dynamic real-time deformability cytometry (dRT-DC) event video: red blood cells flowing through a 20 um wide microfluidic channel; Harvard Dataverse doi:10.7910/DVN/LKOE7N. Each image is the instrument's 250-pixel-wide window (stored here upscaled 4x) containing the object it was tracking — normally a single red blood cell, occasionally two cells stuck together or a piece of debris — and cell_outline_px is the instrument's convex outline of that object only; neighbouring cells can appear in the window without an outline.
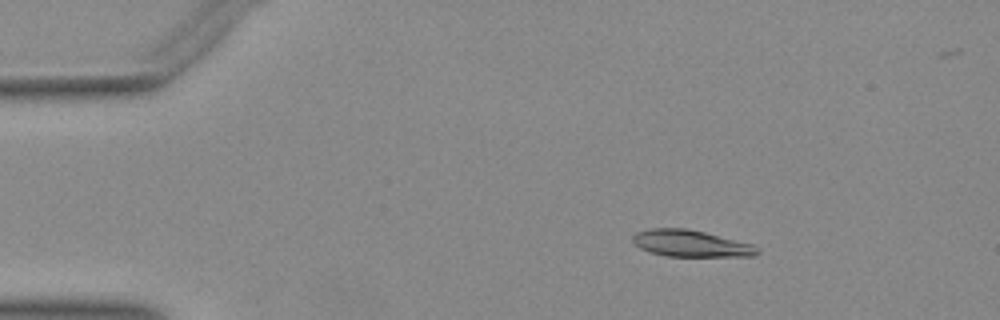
{"species": "Egyptian fruit bat (a non-hibernating species)", "species_latin": "Rousettus aegyptiacus", "temperature_condition": "warm", "stored_images_in_passage": 7, "camera_frame_rate_fps": 3000, "um_per_image_px": 0.085, "animal": {"sex": "female"}, "frame": {"image": 1, "passage_image": 4, "time_ms": 1.0, "image_size_px": [1000, 320], "cell_outline_px": [[760, 252], [756, 256], [664, 256], [640, 248], [632, 240], [632, 236], [636, 232], [652, 228], [684, 228], [704, 232], [752, 244]], "centroid_in_image_um": [58.7, 20.69], "position_along_channel_um": 26.3, "area_um2": 19.13}}